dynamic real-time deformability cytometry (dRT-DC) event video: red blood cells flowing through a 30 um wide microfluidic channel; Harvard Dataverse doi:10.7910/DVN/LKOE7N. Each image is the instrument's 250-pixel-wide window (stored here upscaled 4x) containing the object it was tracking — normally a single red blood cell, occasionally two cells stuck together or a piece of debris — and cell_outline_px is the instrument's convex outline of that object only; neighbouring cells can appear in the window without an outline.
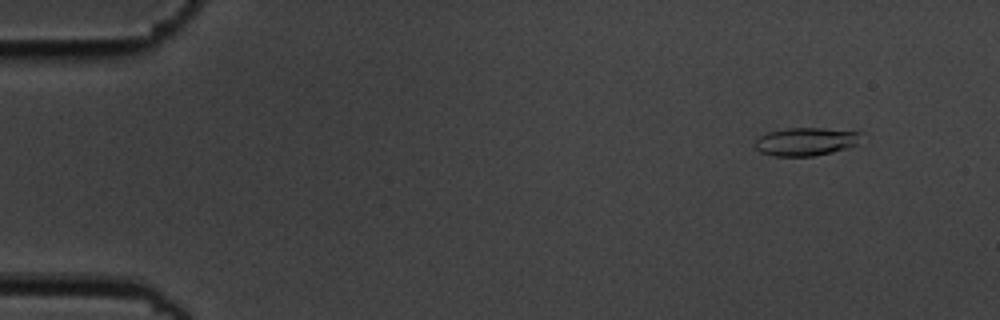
{"species": "common noctule bat (a hibernating species)", "species_latin": "Nyctalus noctula", "temperature_condition": "cold", "stored_images_in_passage": 54, "camera_frame_rate_fps": 3000, "um_per_image_px": 0.085, "animal": {"sex": "male", "body_mass_g": 19.5, "forearm_length_mm": 54.6}, "frame": {"image": 1, "passage_image": 3, "time_ms": 0.667, "image_size_px": [1000, 320], "cell_outline_px": [[860, 132], [856, 144], [848, 148], [832, 152], [812, 156], [772, 156], [760, 152], [752, 144], [760, 136], [768, 132], [788, 128], [820, 128]], "centroid_in_image_um": [68.42, 12.04], "position_along_channel_um": 16.6, "area_um2": 17.22}}
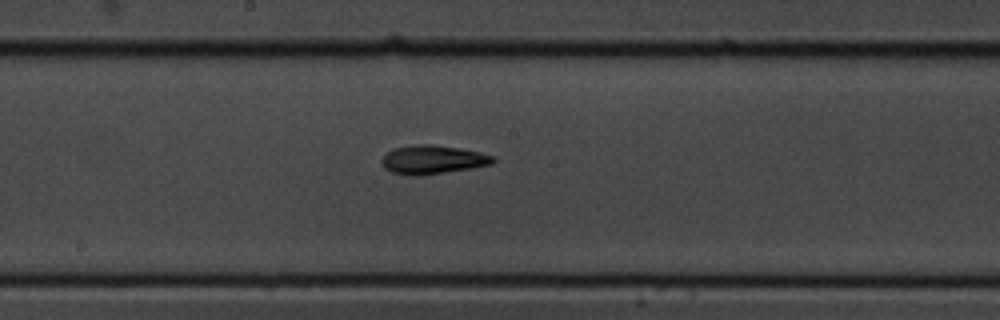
{"frame": {"image": 2, "passage_image": 28, "time_ms": 9.0, "image_size_px": [1000, 320], "cell_outline_px": [[496, 160], [492, 164], [472, 168], [420, 176], [408, 176], [392, 172], [384, 168], [380, 160], [392, 148], [416, 144], [432, 144], [460, 148], [480, 152], [496, 156]], "centroid_in_image_um": [36.79, 13.57], "position_along_channel_um": 211.4, "area_um2": 18.9}}
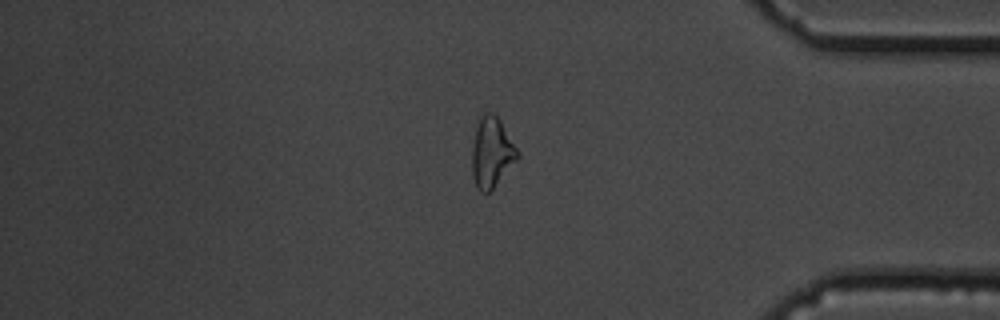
{"frame": {"image": 3, "passage_image": 45, "time_ms": 14.667, "image_size_px": [1000, 320], "cell_outline_px": [[520, 156], [492, 188], [488, 192], [480, 192], [476, 188], [472, 176], [472, 144], [476, 128], [480, 116], [484, 112], [492, 112], [500, 120], [520, 152]], "centroid_in_image_um": [41.78, 12.94], "position_along_channel_um": 393.4, "area_um2": 18.55}, "authors_computed_cell_mechanics": {"area_um2": 17.4845, "velocity_mm_per_s": 3.6119, "shape_relaxation_time_tau1_ms": 3.8148, "shape_relaxation_time_tau2_ms": 5.1531, "deformation_change_tau1": 0.1708, "deformation_change_tau2": 0.1526}}